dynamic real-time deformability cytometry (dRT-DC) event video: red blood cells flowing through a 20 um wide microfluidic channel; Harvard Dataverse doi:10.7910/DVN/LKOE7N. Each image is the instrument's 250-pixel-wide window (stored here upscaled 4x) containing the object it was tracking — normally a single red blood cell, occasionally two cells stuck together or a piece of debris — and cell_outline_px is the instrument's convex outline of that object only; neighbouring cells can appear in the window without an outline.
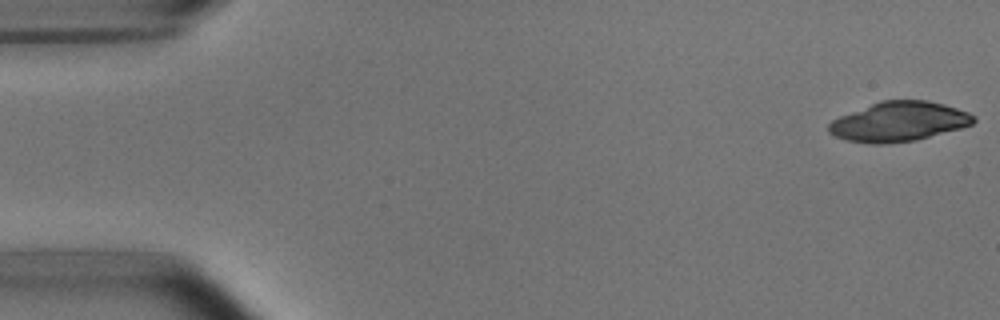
{"species": "common noctule bat (a hibernating species)", "species_latin": "Nyctalus noctula", "temperature_condition": "room temperature", "stored_images_in_passage": 51, "camera_frame_rate_fps": 3000, "um_per_image_px": 0.085, "animal": {"sex": "male", "body_mass_g": 15.6}, "frame": {"image": 1, "passage_image": 1, "time_ms": 0.0, "image_size_px": [1000, 320], "cell_outline_px": [[976, 120], [972, 124], [960, 128], [916, 140], [884, 144], [868, 144], [844, 140], [828, 132], [828, 124], [832, 120], [840, 116], [880, 100], [928, 100], [944, 104], [968, 112], [976, 116]], "centroid_in_image_um": [76.39, 10.34], "position_along_channel_um": 8.6, "area_um2": 33.52}}